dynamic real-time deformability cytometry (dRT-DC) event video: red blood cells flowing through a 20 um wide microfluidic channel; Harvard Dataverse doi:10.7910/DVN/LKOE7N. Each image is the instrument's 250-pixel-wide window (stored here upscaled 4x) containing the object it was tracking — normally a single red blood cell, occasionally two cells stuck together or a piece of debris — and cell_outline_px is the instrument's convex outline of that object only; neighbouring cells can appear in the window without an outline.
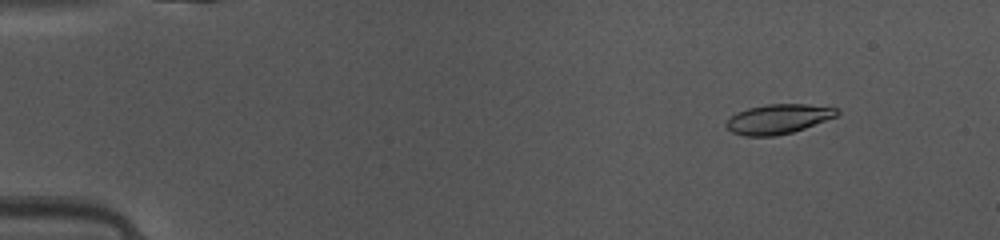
{"species": "common noctule bat (a hibernating species)", "species_latin": "Nyctalus noctula", "temperature_condition": "warm", "stored_images_in_passage": 49, "camera_frame_rate_fps": 3000, "um_per_image_px": 0.085, "animal": {"sex": "female", "body_mass_g": 10.0, "forearm_length_mm": 53.1}, "frame": {"image": 1, "passage_image": 6, "time_ms": 1.667, "image_size_px": [1000, 240], "cell_outline_px": [[840, 112], [836, 116], [804, 128], [792, 132], [776, 136], [744, 136], [732, 132], [724, 124], [736, 112], [748, 108], [768, 104], [808, 104], [840, 108]], "centroid_in_image_um": [66.15, 10.11], "position_along_channel_um": 18.8, "area_um2": 19.07}}
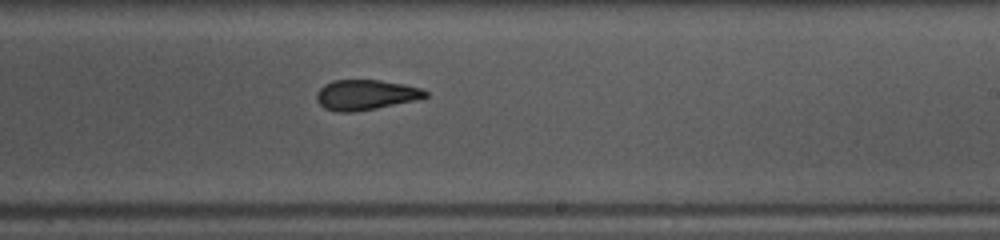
{"frame": {"image": 2, "passage_image": 30, "time_ms": 9.667, "image_size_px": [1000, 240], "cell_outline_px": [[428, 96], [416, 100], [376, 108], [352, 112], [336, 112], [324, 108], [316, 100], [316, 92], [324, 84], [332, 80], [380, 80], [404, 84], [420, 88], [428, 92]], "centroid_in_image_um": [31.05, 8.06], "position_along_channel_um": 257.9, "area_um2": 19.19}}
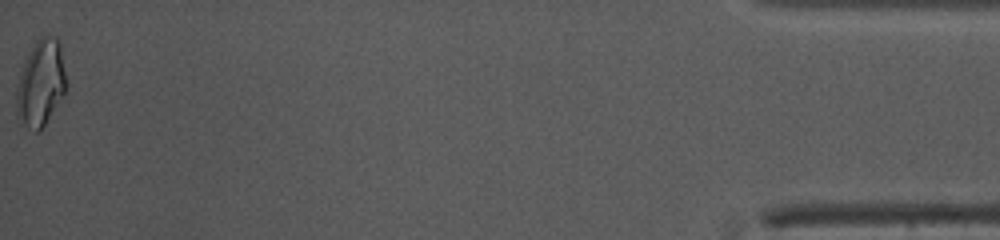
{"frame": {"image": 3, "passage_image": 49, "time_ms": 16.0, "image_size_px": [1000, 240], "cell_outline_px": [[68, 84], [64, 92], [44, 124], [36, 132], [28, 128], [16, 116], [16, 92], [24, 60], [28, 52], [36, 40], [40, 36], [56, 36], [60, 40]], "centroid_in_image_um": [3.48, 7.0], "position_along_channel_um": 431.7, "area_um2": 25.03}, "authors_computed_cell_mechanics": {"area_um2": 19.652, "velocity_mm_per_s": 4.1493, "shape_relaxation_time_tau1_ms": 4.7441, "shape_relaxation_time_tau2_ms": 2.9889, "deformation_change_tau1": 0.1934, "deformation_change_tau2": 0.0835}}